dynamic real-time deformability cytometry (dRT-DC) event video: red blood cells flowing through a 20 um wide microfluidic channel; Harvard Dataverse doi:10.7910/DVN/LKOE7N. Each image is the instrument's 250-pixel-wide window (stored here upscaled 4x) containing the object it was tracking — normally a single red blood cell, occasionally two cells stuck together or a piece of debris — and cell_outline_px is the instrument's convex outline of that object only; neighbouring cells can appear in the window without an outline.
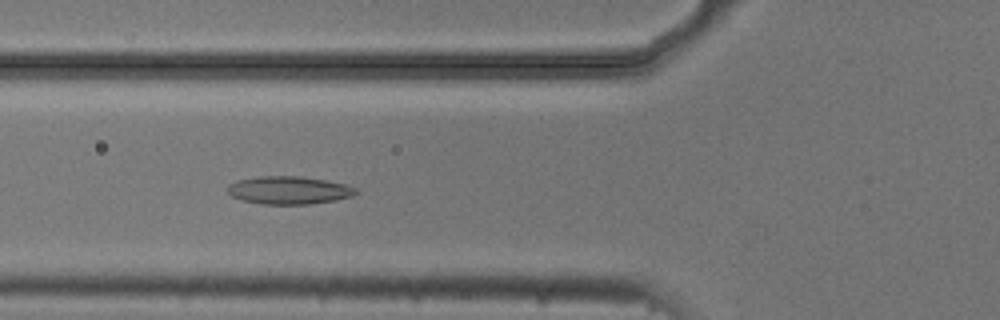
{"species": "common noctule bat (a hibernating species)", "species_latin": "Nyctalus noctula", "temperature_condition": "cold", "stored_images_in_passage": 53, "camera_frame_rate_fps": 3000, "um_per_image_px": 0.085, "animal": {"sex": "male", "body_mass_g": 20.5, "forearm_length_mm": 52.5}, "frame": {"image": 1, "passage_image": 19, "time_ms": 6.0, "image_size_px": [1000, 320], "cell_outline_px": [[360, 192], [352, 196], [336, 200], [308, 204], [260, 204], [240, 200], [232, 196], [228, 192], [228, 184], [236, 180], [260, 176], [300, 176], [348, 184], [356, 188]], "centroid_in_image_um": [24.56, 16.17], "position_along_channel_um": 101.2, "area_um2": 21.04}}
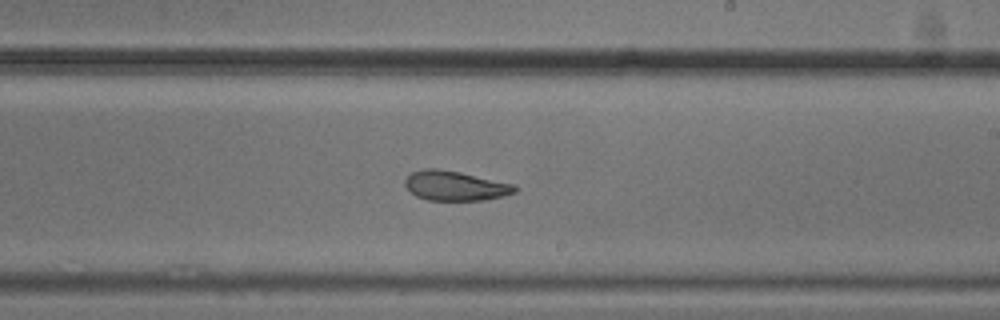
{"frame": {"image": 2, "passage_image": 31, "time_ms": 10.0, "image_size_px": [1000, 320], "cell_outline_px": [[520, 188], [516, 192], [504, 196], [484, 200], [428, 200], [416, 196], [404, 184], [404, 180], [412, 172], [424, 168], [436, 168], [460, 172], [516, 184]], "centroid_in_image_um": [38.74, 15.79], "position_along_channel_um": 250.3, "area_um2": 19.13}}
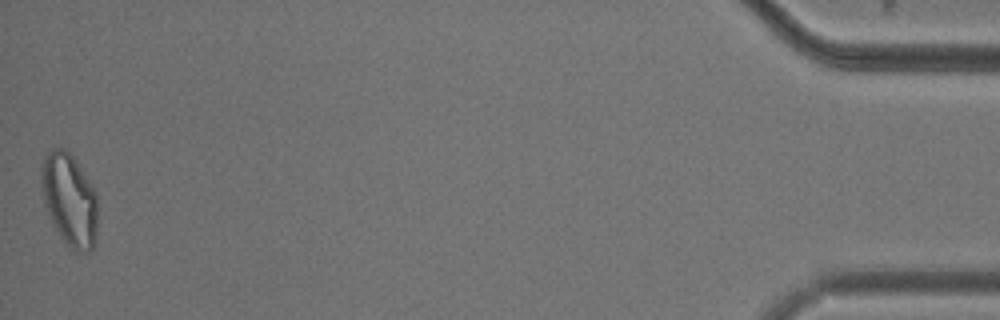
{"frame": {"image": 3, "passage_image": 53, "time_ms": 17.333, "image_size_px": [1000, 320], "cell_outline_px": [[96, 232], [92, 252], [72, 252], [64, 244], [44, 204], [40, 168], [44, 156], [52, 148], [64, 148], [76, 160], [96, 192]], "centroid_in_image_um": [5.9, 17.0], "position_along_channel_um": 429.3, "area_um2": 30.4}, "authors_computed_cell_mechanics": {"area_um2": 21.675, "velocity_mm_per_s": 3.7228, "shape_relaxation_time_tau1_ms": null, "shape_relaxation_time_tau2_ms": 3.0848, "deformation_change_tau1": null, "deformation_change_tau2": 0.0903}}